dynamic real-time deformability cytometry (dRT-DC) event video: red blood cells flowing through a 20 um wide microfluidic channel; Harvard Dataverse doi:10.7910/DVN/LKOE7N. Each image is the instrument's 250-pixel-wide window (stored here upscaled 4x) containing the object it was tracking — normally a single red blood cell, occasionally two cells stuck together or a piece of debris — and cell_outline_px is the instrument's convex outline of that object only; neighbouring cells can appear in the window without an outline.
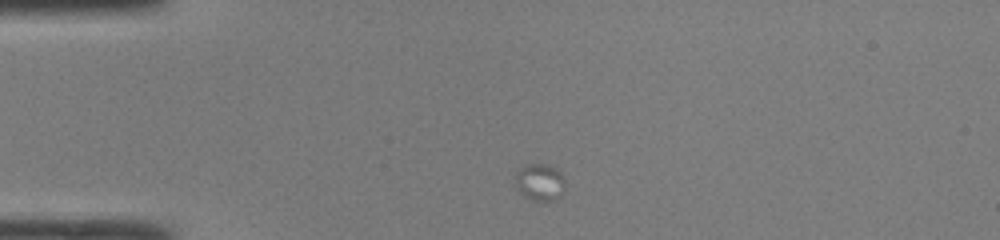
{"species": "common noctule bat (a hibernating species)", "species_latin": "Nyctalus noctula", "temperature_condition": "room temperature", "stored_images_in_passage": 12, "camera_frame_rate_fps": 3000, "um_per_image_px": 0.085, "animal": {"sex": "male", "body_mass_g": 19.0, "forearm_length_mm": 50.8}, "frame": {"image": 1, "passage_image": 3, "time_ms": 0.667, "image_size_px": [1000, 240], "cell_outline_px": [[564, 188], [560, 196], [552, 200], [532, 200], [524, 196], [516, 188], [516, 172], [528, 164], [548, 164], [556, 168], [560, 172], [564, 180]], "centroid_in_image_um": [45.89, 15.47], "position_along_channel_um": 39.1, "area_um2": 10.58}}